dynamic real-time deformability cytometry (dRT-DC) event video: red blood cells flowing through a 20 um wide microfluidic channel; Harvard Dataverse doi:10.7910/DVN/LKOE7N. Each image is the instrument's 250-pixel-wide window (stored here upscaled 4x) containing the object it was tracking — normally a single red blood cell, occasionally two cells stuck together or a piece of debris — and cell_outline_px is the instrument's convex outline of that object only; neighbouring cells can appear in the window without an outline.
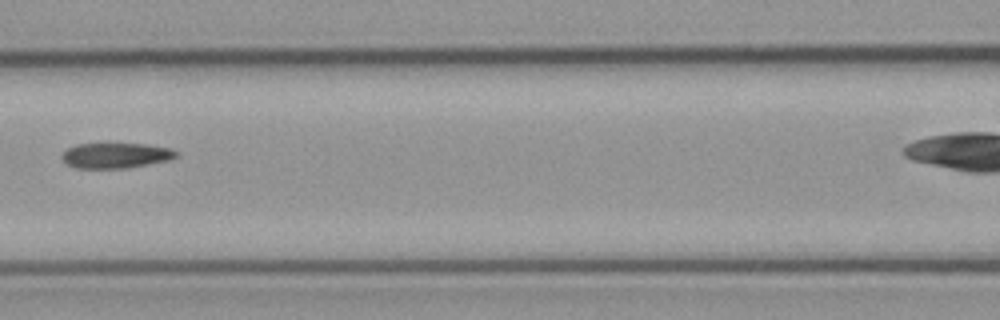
{"species": "common noctule bat (a hibernating species)", "species_latin": "Nyctalus noctula", "temperature_condition": "cold", "stored_images_in_passage": 6, "camera_frame_rate_fps": 3000, "um_per_image_px": 0.085, "animal": {"sex": "male", "body_mass_g": 23.1, "forearm_length_mm": 52.7}, "frame": {"image": 1, "passage_image": 5, "time_ms": 5.333, "image_size_px": [1000, 320], "cell_outline_px": [[180, 152], [176, 156], [168, 160], [128, 168], [76, 168], [68, 164], [64, 160], [64, 152], [68, 148], [76, 144], [144, 144], [172, 148]], "centroid_in_image_um": [9.89, 13.21], "position_along_channel_um": 156.7, "area_um2": 16.65}}